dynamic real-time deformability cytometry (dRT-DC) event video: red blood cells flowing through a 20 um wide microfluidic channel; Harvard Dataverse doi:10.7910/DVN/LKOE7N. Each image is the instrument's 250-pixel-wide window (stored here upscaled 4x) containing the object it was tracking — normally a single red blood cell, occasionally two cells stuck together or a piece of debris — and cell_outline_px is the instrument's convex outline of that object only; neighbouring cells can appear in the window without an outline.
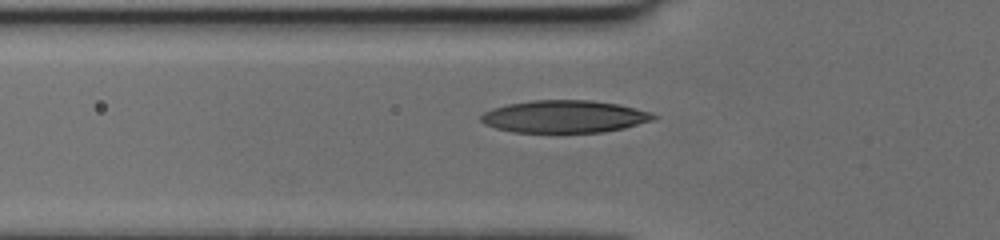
{"species": "human", "species_latin": "Homo sapiens", "temperature_condition": "cold", "stored_images_in_passage": 40, "camera_frame_rate_fps": 3000, "um_per_image_px": 0.085, "donor": {"sex": "female"}, "frame": {"image": 1, "passage_image": 11, "time_ms": 3.333, "image_size_px": [1000, 240], "cell_outline_px": [[660, 116], [652, 120], [624, 128], [604, 132], [512, 132], [496, 128], [484, 124], [480, 120], [480, 116], [484, 112], [492, 108], [508, 104], [532, 100], [592, 100], [620, 104], [652, 112]], "centroid_in_image_um": [47.99, 9.9], "position_along_channel_um": 77.8, "area_um2": 32.77}}
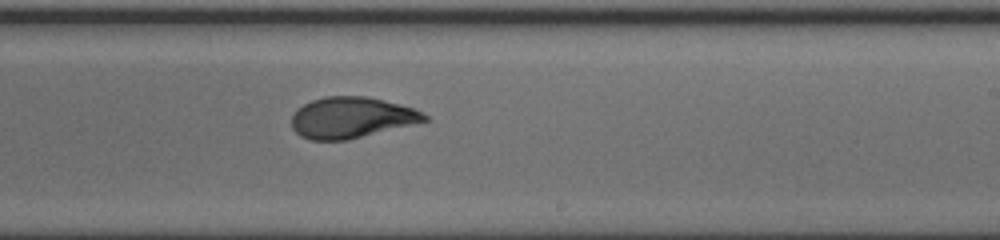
{"frame": {"image": 2, "passage_image": 24, "time_ms": 7.667, "image_size_px": [1000, 240], "cell_outline_px": [[428, 120], [348, 140], [312, 140], [300, 136], [292, 128], [292, 116], [296, 108], [312, 100], [324, 96], [368, 96], [416, 108], [428, 116]], "centroid_in_image_um": [29.86, 9.98], "position_along_channel_um": 259.1, "area_um2": 31.79}}
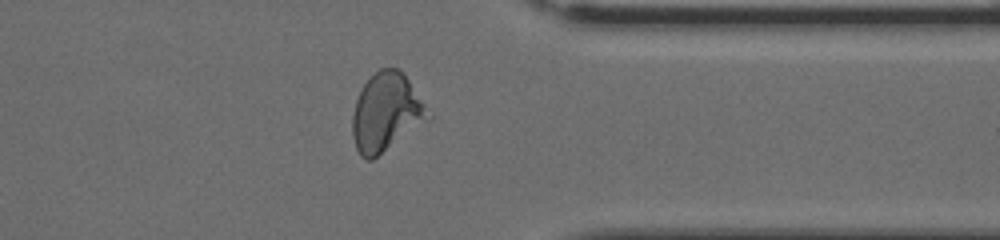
{"frame": {"image": 3, "passage_image": 33, "time_ms": 10.667, "image_size_px": [1000, 240], "cell_outline_px": [[432, 116], [428, 120], [372, 160], [368, 160], [360, 156], [356, 148], [352, 136], [352, 116], [356, 100], [364, 84], [380, 68], [396, 68], [408, 80]], "centroid_in_image_um": [32.79, 9.59], "position_along_channel_um": 378.6, "area_um2": 33.81}}